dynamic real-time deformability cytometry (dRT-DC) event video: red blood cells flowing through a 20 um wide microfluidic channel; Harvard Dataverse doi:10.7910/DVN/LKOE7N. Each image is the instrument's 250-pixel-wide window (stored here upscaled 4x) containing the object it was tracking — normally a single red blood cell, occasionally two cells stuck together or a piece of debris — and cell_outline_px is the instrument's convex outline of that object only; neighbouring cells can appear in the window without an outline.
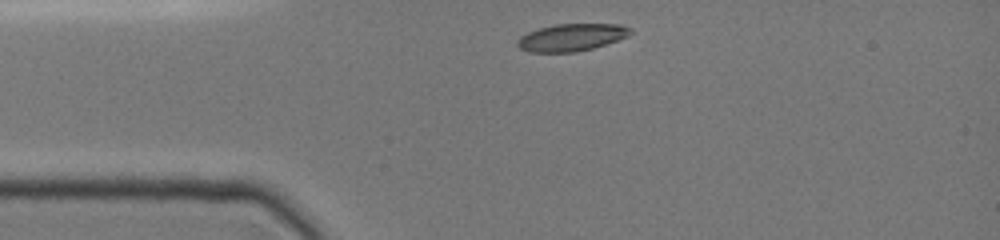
{"species": "common noctule bat (a hibernating species)", "species_latin": "Nyctalus noctula", "temperature_condition": "cold", "stored_images_in_passage": 22, "camera_frame_rate_fps": 3000, "um_per_image_px": 0.085, "animal": {"sex": "female", "body_mass_g": 19.0, "forearm_length_mm": 51.5}, "frame": {"image": 1, "passage_image": 1, "time_ms": 0.0, "image_size_px": [1000, 240], "cell_outline_px": [[632, 32], [628, 36], [592, 48], [576, 52], [528, 52], [520, 48], [516, 44], [516, 40], [520, 36], [528, 32], [540, 28], [556, 24], [620, 24], [632, 28]], "centroid_in_image_um": [48.56, 3.17], "position_along_channel_um": 36.4, "area_um2": 17.92}}
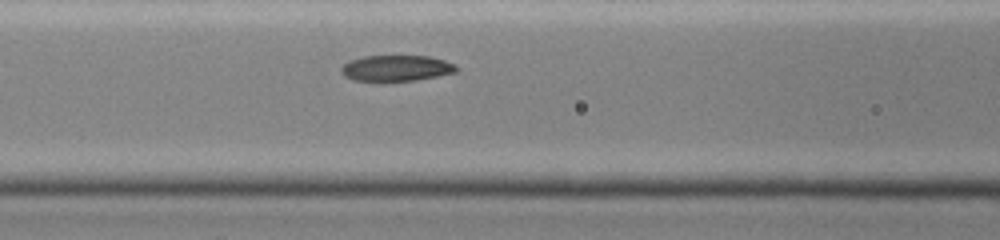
{"frame": {"image": 2, "passage_image": 15, "time_ms": 3.0, "image_size_px": [1000, 240], "cell_outline_px": [[456, 72], [416, 80], [352, 80], [344, 76], [340, 72], [340, 68], [348, 60], [364, 56], [428, 56], [444, 60], [452, 64], [456, 68]], "centroid_in_image_um": [33.61, 5.78], "position_along_channel_um": 133.0, "area_um2": 17.11}}
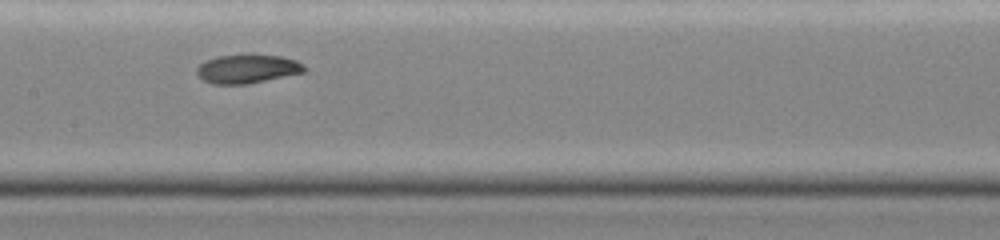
{"frame": {"image": 3, "passage_image": 21, "time_ms": 4.333, "image_size_px": [1000, 240], "cell_outline_px": [[308, 68], [304, 72], [248, 84], [212, 84], [204, 80], [196, 72], [196, 68], [204, 60], [216, 56], [280, 56], [296, 60], [304, 64]], "centroid_in_image_um": [21.02, 5.87], "position_along_channel_um": 186.4, "area_um2": 17.74}}